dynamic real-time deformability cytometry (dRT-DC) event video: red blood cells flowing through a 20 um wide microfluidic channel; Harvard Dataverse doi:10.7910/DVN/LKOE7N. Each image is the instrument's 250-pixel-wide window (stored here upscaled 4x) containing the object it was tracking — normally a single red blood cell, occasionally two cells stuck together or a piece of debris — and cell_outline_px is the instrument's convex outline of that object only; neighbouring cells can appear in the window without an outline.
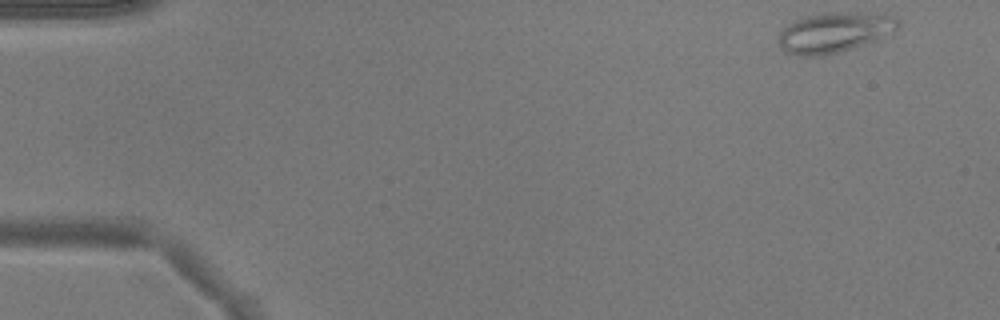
{"species": "common noctule bat (a hibernating species)", "species_latin": "Nyctalus noctula", "temperature_condition": "warm", "stored_images_in_passage": 48, "camera_frame_rate_fps": 3000, "um_per_image_px": 0.085, "animal": {"sex": "male", "body_mass_g": 17.9}, "frame": {"image": 1, "passage_image": 1, "time_ms": 0.0, "image_size_px": [1000, 320], "cell_outline_px": [[900, 28], [880, 40], [836, 52], [812, 56], [800, 56], [784, 52], [780, 48], [776, 36], [788, 24], [804, 16], [824, 12], [876, 12], [892, 16], [900, 20]], "centroid_in_image_um": [70.96, 2.73], "position_along_channel_um": 14.0, "area_um2": 28.55}}
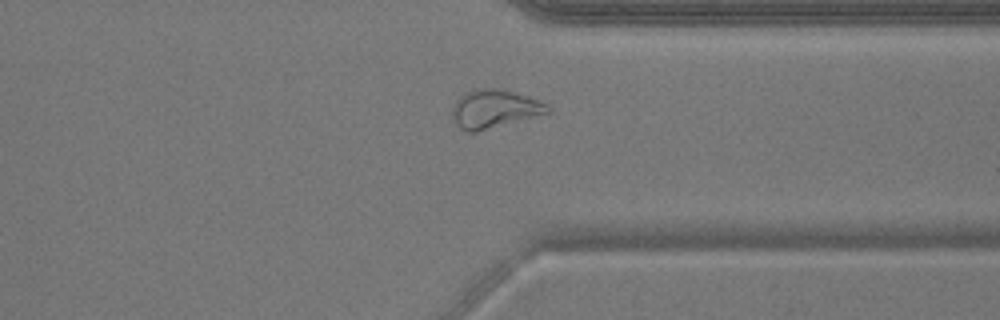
{"frame": {"image": 2, "passage_image": 37, "time_ms": 12.0, "image_size_px": [1000, 320], "cell_outline_px": [[552, 112], [476, 132], [468, 132], [460, 128], [456, 124], [452, 116], [452, 108], [456, 100], [464, 92], [476, 88], [496, 88], [512, 92], [536, 100], [544, 104]], "centroid_in_image_um": [41.95, 9.26], "position_along_channel_um": 369.4, "area_um2": 20.98}}
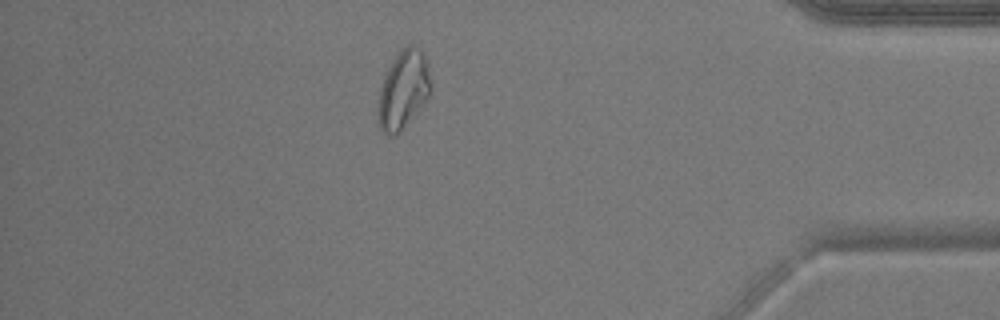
{"frame": {"image": 3, "passage_image": 42, "time_ms": 13.667, "image_size_px": [1000, 320], "cell_outline_px": [[432, 88], [428, 96], [400, 132], [396, 136], [388, 136], [380, 132], [376, 120], [376, 108], [380, 88], [384, 76], [392, 60], [408, 44], [416, 44], [420, 48], [428, 60]], "centroid_in_image_um": [34.25, 7.65], "position_along_channel_um": 400.9, "area_um2": 24.57}}